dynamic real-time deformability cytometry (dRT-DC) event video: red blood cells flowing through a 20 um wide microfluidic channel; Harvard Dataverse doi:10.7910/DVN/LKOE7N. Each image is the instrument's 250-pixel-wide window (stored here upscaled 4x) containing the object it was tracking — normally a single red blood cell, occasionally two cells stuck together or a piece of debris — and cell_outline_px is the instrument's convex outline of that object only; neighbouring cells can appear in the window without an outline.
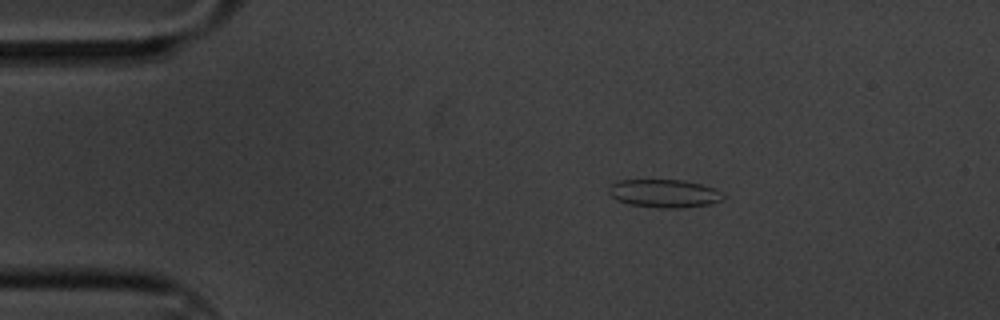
{"species": "common noctule bat (a hibernating species)", "species_latin": "Nyctalus noctula", "temperature_condition": "cold", "stored_images_in_passage": 5, "camera_frame_rate_fps": 3000, "um_per_image_px": 0.085, "animal": {"sex": "male", "body_mass_g": 20.1, "forearm_length_mm": 53.5}, "frame": {"image": 1, "passage_image": 3, "time_ms": 0.667, "image_size_px": [1000, 320], "cell_outline_px": [[724, 200], [712, 204], [680, 208], [660, 208], [628, 204], [616, 200], [608, 192], [608, 188], [612, 184], [620, 180], [684, 180], [700, 184], [724, 192]], "centroid_in_image_um": [56.49, 16.45], "position_along_channel_um": 28.5, "area_um2": 18.9}}